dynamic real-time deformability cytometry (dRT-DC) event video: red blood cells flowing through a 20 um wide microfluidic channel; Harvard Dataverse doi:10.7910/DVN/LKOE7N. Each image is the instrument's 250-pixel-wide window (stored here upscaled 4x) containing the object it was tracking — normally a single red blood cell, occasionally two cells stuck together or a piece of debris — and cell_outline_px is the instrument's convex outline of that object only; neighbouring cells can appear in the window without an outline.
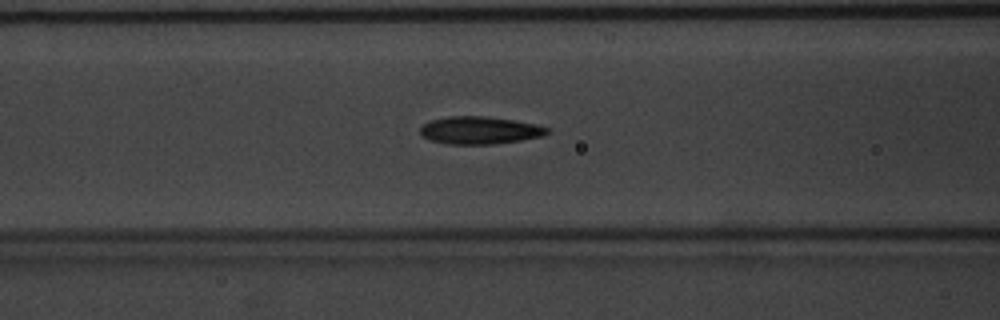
{"species": "common noctule bat (a hibernating species)", "species_latin": "Nyctalus noctula", "temperature_condition": "warm", "stored_images_in_passage": 36, "camera_frame_rate_fps": 3000, "um_per_image_px": 0.085, "animal": {"sex": "male", "body_mass_g": 20.1, "forearm_length_mm": 53.5}, "frame": {"image": 1, "passage_image": 6, "time_ms": 1.667, "image_size_px": [1000, 320], "cell_outline_px": [[552, 132], [544, 136], [520, 140], [492, 144], [448, 144], [432, 140], [420, 136], [420, 128], [424, 124], [432, 120], [448, 116], [484, 116], [512, 120], [532, 124], [548, 128]], "centroid_in_image_um": [40.76, 11.08], "position_along_channel_um": 125.8, "area_um2": 20.23}}
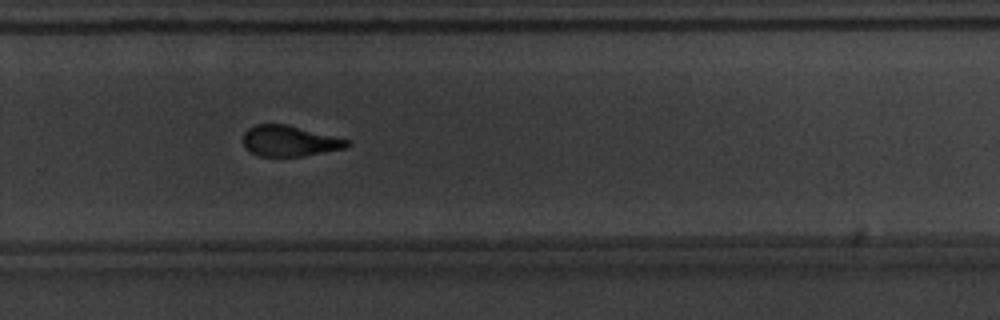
{"frame": {"image": 2, "passage_image": 20, "time_ms": 6.333, "image_size_px": [1000, 320], "cell_outline_px": [[352, 144], [344, 148], [304, 156], [260, 156], [244, 148], [244, 132], [248, 128], [256, 124], [284, 124], [352, 140]], "centroid_in_image_um": [24.63, 11.98], "position_along_channel_um": 305.2, "area_um2": 18.55}}
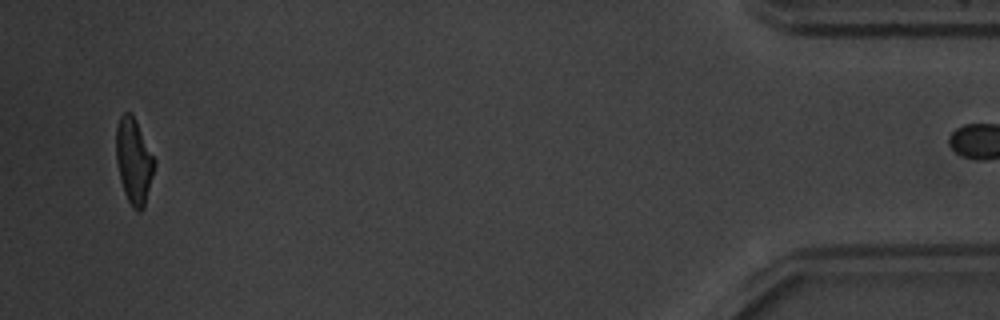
{"frame": {"image": 3, "passage_image": 35, "time_ms": 11.333, "image_size_px": [1000, 320], "cell_outline_px": [[156, 164], [144, 208], [140, 212], [136, 212], [132, 208], [124, 192], [120, 180], [116, 160], [116, 128], [120, 116], [124, 112], [132, 112], [156, 160]], "centroid_in_image_um": [11.38, 13.69], "position_along_channel_um": 423.8, "area_um2": 19.36}}